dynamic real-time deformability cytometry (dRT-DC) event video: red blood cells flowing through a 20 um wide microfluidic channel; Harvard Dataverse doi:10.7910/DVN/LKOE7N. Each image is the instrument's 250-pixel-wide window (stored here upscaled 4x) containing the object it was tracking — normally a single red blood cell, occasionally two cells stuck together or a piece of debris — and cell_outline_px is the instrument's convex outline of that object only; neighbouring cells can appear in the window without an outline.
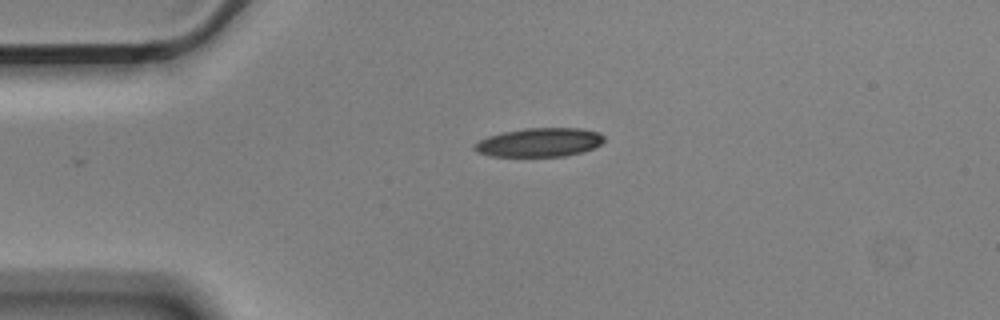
{"species": "Egyptian fruit bat (a non-hibernating species)", "species_latin": "Rousettus aegyptiacus", "temperature_condition": "cold", "stored_images_in_passage": 44, "camera_frame_rate_fps": 3000, "um_per_image_px": 0.085, "animal": {"sex": "male"}, "frame": {"image": 1, "passage_image": 1, "time_ms": 0.0, "image_size_px": [1000, 320], "cell_outline_px": [[604, 140], [600, 144], [584, 152], [564, 156], [492, 156], [476, 152], [472, 148], [472, 144], [488, 136], [504, 132], [524, 128], [580, 128], [600, 132], [604, 136]], "centroid_in_image_um": [45.84, 12.1], "position_along_channel_um": 39.2, "area_um2": 21.85}}
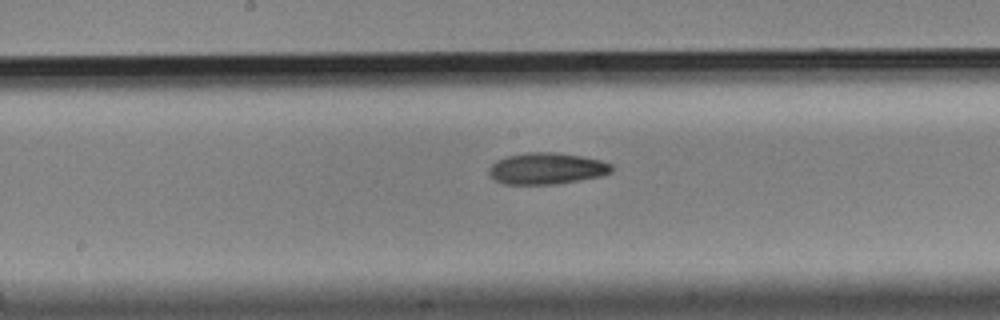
{"frame": {"image": 2, "passage_image": 17, "time_ms": 5.333, "image_size_px": [1000, 320], "cell_outline_px": [[612, 172], [600, 176], [560, 184], [504, 184], [496, 180], [488, 172], [488, 168], [496, 160], [508, 156], [528, 152], [556, 152], [580, 156], [600, 160], [612, 164]], "centroid_in_image_um": [46.47, 14.32], "position_along_channel_um": 201.7, "area_um2": 22.48}}
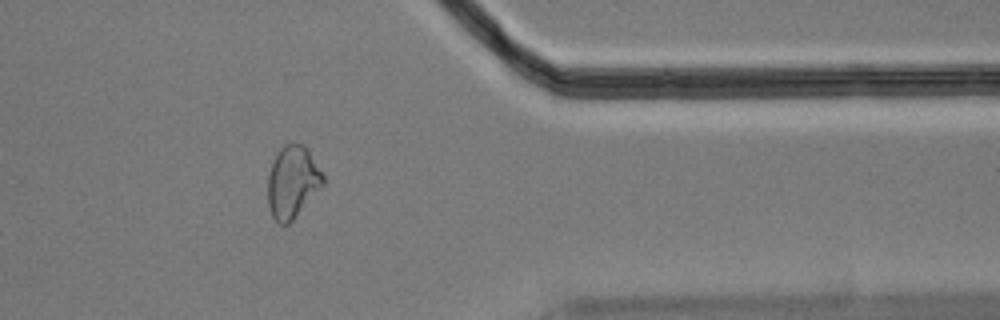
{"frame": {"image": 3, "passage_image": 34, "time_ms": 11.0, "image_size_px": [1000, 320], "cell_outline_px": [[324, 184], [292, 220], [288, 224], [280, 224], [272, 216], [268, 204], [268, 176], [272, 164], [280, 148], [284, 144], [304, 144], [308, 148], [324, 176]], "centroid_in_image_um": [24.87, 15.45], "position_along_channel_um": 386.5, "area_um2": 22.95}, "authors_computed_cell_mechanics": {"area_um2": 22.7443, "velocity_mm_per_s": 3.5406, "shape_relaxation_time_tau1_ms": null, "shape_relaxation_time_tau2_ms": 9.4322, "deformation_change_tau1": null, "deformation_change_tau2": 0.1745}}